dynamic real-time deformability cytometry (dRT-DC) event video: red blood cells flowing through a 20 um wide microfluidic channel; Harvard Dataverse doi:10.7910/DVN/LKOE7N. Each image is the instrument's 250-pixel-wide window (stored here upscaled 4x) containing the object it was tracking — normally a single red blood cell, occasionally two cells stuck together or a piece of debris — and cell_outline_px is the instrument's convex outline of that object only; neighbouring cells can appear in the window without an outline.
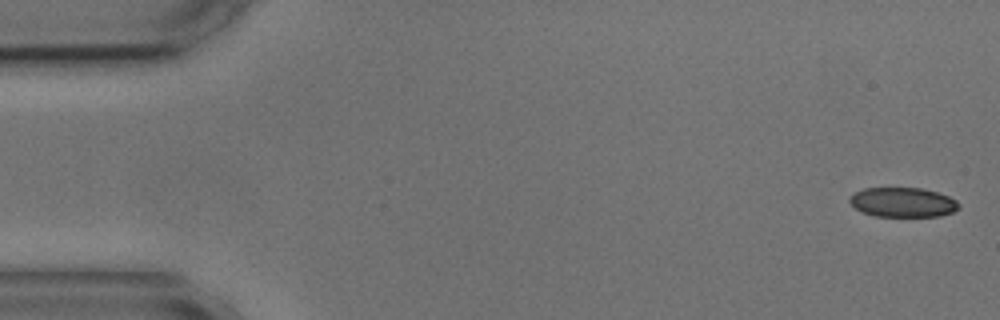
{"species": "common noctule bat (a hibernating species)", "species_latin": "Nyctalus noctula", "temperature_condition": "cold", "stored_images_in_passage": 6, "camera_frame_rate_fps": 3000, "um_per_image_px": 0.085, "animal": {"sex": "male", "body_mass_g": 17.9, "forearm_length_mm": 54.2}, "frame": {"image": 1, "passage_image": 1, "time_ms": 0.0, "image_size_px": [1000, 320], "cell_outline_px": [[960, 208], [952, 212], [940, 216], [876, 216], [864, 212], [856, 208], [848, 200], [848, 196], [864, 188], [920, 188], [936, 192], [948, 196], [956, 200], [960, 204]], "centroid_in_image_um": [76.75, 17.19], "position_along_channel_um": 8.3, "area_um2": 18.73}}
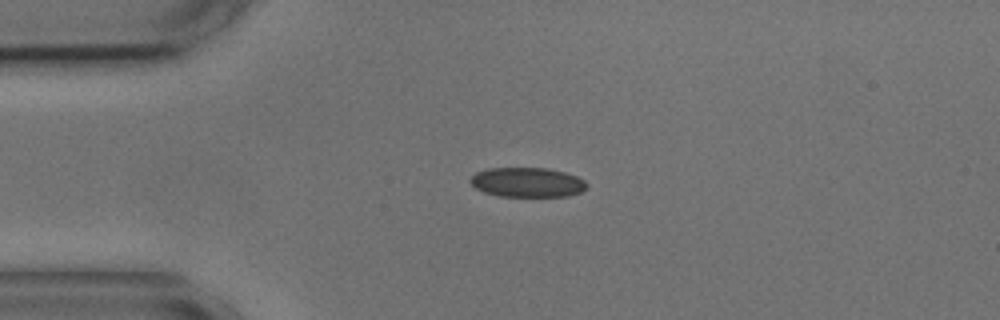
{"frame": {"image": 2, "passage_image": 4, "time_ms": 3.667, "image_size_px": [1000, 320], "cell_outline_px": [[588, 184], [580, 192], [568, 196], [500, 196], [484, 192], [476, 188], [468, 180], [476, 172], [488, 168], [548, 168], [564, 172], [576, 176], [584, 180]], "centroid_in_image_um": [44.8, 15.49], "position_along_channel_um": 40.2, "area_um2": 20.0}}